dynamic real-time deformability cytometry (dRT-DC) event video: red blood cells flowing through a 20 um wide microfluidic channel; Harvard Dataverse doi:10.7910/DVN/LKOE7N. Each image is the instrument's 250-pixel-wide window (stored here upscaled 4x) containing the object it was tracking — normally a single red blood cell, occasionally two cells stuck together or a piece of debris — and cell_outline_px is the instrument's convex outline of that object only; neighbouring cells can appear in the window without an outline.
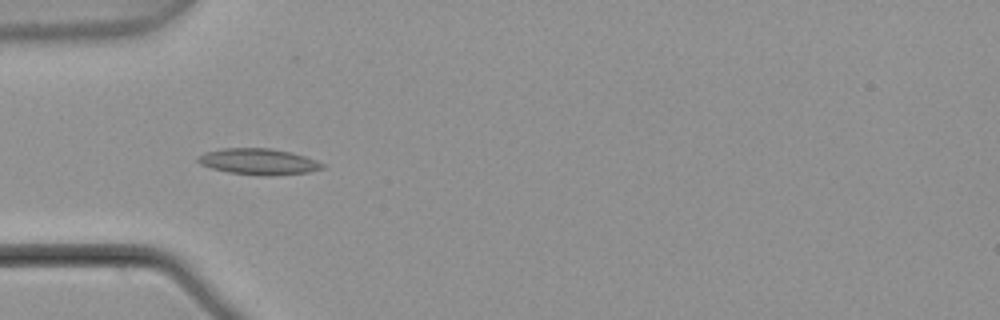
{"species": "common noctule bat (a hibernating species)", "species_latin": "Nyctalus noctula", "temperature_condition": "warm", "stored_images_in_passage": 7, "camera_frame_rate_fps": 3000, "um_per_image_px": 0.085, "animal": {"sex": "male", "body_mass_g": 21.5, "forearm_length_mm": 52.0}, "frame": {"image": 1, "passage_image": 4, "time_ms": 1.0, "image_size_px": [1000, 320], "cell_outline_px": [[324, 168], [308, 172], [272, 176], [268, 176], [228, 172], [212, 168], [200, 164], [196, 160], [204, 152], [224, 148], [268, 148], [292, 152], [316, 160], [324, 164]], "centroid_in_image_um": [21.99, 13.73], "position_along_channel_um": 63.0, "area_um2": 18.84}}
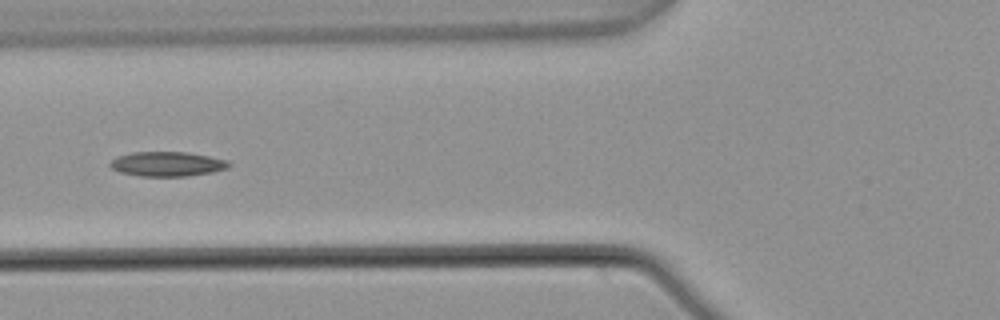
{"frame": {"image": 2, "passage_image": 5, "time_ms": 1.333, "image_size_px": [1000, 320], "cell_outline_px": [[232, 164], [228, 168], [212, 172], [184, 176], [140, 176], [120, 172], [112, 168], [108, 164], [116, 156], [132, 152], [188, 152], [228, 160]], "centroid_in_image_um": [14.21, 13.93], "position_along_channel_um": 111.6, "area_um2": 17.05}}
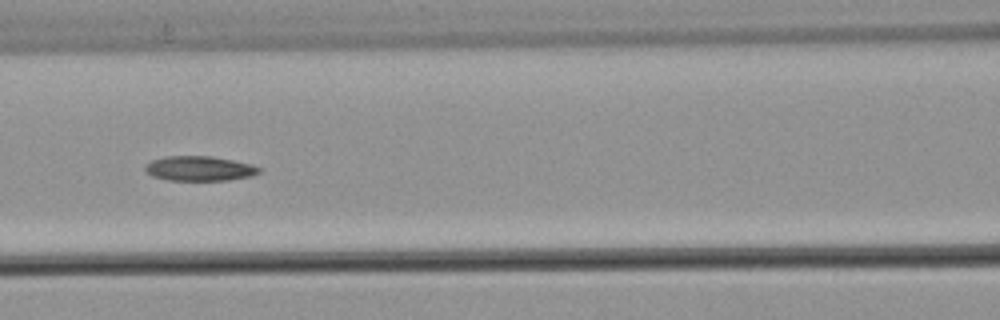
{"frame": {"image": 3, "passage_image": 6, "time_ms": 1.667, "image_size_px": [1000, 320], "cell_outline_px": [[260, 172], [252, 176], [228, 180], [168, 180], [152, 176], [144, 172], [144, 168], [152, 160], [164, 156], [212, 156], [252, 164], [260, 168]], "centroid_in_image_um": [16.94, 14.32], "position_along_channel_um": 149.7, "area_um2": 16.47}}